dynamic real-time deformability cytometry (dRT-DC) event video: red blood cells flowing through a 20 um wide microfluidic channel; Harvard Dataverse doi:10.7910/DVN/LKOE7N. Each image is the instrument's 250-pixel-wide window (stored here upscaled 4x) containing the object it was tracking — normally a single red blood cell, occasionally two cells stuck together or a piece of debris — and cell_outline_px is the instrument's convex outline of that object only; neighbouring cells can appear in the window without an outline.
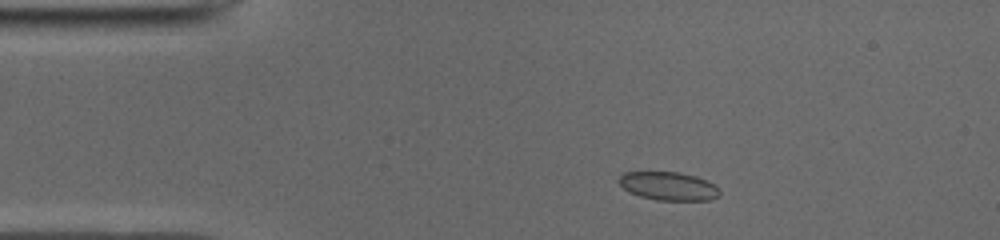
{"species": "common noctule bat (a hibernating species)", "species_latin": "Nyctalus noctula", "temperature_condition": "cold", "stored_images_in_passage": 43, "camera_frame_rate_fps": 3000, "um_per_image_px": 0.085, "animal": {"sex": "male", "body_mass_g": 19.0, "forearm_length_mm": 50.8}, "frame": {"image": 1, "passage_image": 1, "time_ms": 0.0, "image_size_px": [1000, 240], "cell_outline_px": [[720, 196], [712, 200], [656, 200], [640, 196], [628, 192], [616, 180], [624, 172], [680, 172], [696, 176], [716, 184], [720, 192]], "centroid_in_image_um": [56.84, 15.82], "position_along_channel_um": 28.2, "area_um2": 16.88}}
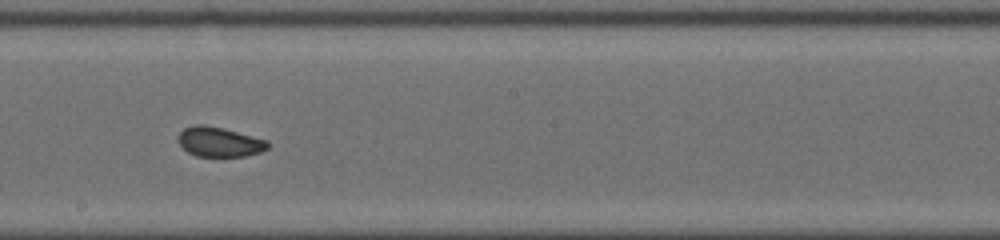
{"frame": {"image": 2, "passage_image": 20, "time_ms": 6.333, "image_size_px": [1000, 240], "cell_outline_px": [[268, 148], [260, 152], [244, 156], [196, 156], [188, 152], [176, 140], [180, 132], [184, 128], [196, 124], [204, 124], [224, 128], [268, 140]], "centroid_in_image_um": [18.63, 12.05], "position_along_channel_um": 229.6, "area_um2": 15.55}}
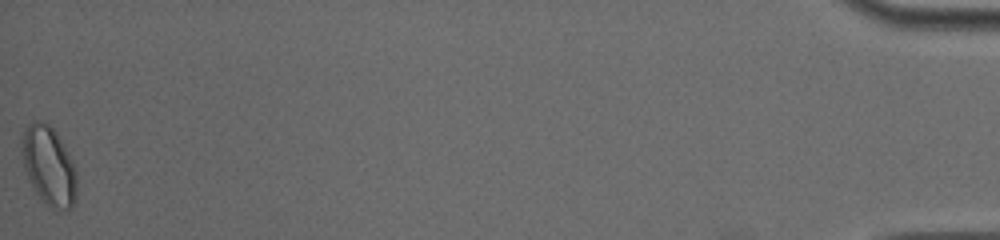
{"frame": {"image": 3, "passage_image": 43, "time_ms": 14.0, "image_size_px": [1000, 240], "cell_outline_px": [[76, 196], [72, 208], [64, 212], [52, 212], [44, 204], [36, 192], [24, 172], [20, 152], [20, 140], [24, 128], [32, 120], [40, 120], [48, 124], [56, 132], [72, 160], [76, 168]], "centroid_in_image_um": [4.12, 14.14], "position_along_channel_um": 431.1, "area_um2": 26.24}, "authors_computed_cell_mechanics": {"area_um2": 16.473, "velocity_mm_per_s": 3.9446, "shape_relaxation_time_tau1_ms": null, "shape_relaxation_time_tau2_ms": 1.1258, "deformation_change_tau1": null, "deformation_change_tau2": 0.0532}}